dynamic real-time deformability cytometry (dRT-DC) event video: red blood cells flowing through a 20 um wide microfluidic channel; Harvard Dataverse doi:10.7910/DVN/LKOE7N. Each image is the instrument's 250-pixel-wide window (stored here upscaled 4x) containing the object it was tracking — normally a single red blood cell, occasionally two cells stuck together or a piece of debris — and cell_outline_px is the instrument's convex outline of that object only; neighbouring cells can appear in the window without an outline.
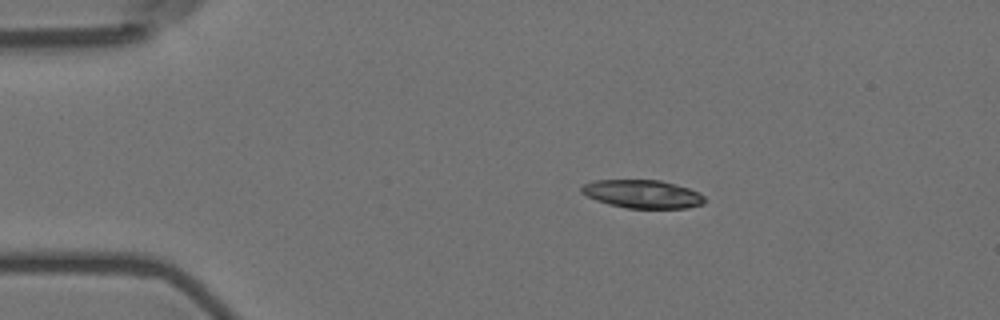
{"species": "Egyptian fruit bat (a non-hibernating species)", "species_latin": "Rousettus aegyptiacus", "temperature_condition": "room temperature", "stored_images_in_passage": 3, "camera_frame_rate_fps": 3000, "um_per_image_px": 0.085, "animal": {"sex": "female"}, "frame": {"image": 1, "passage_image": 2, "time_ms": 0.333, "image_size_px": [1000, 320], "cell_outline_px": [[704, 204], [688, 208], [628, 208], [608, 204], [596, 200], [580, 192], [580, 188], [584, 184], [596, 180], [660, 180], [688, 188], [700, 192], [704, 196]], "centroid_in_image_um": [54.62, 16.49], "position_along_channel_um": 30.4, "area_um2": 20.23}}